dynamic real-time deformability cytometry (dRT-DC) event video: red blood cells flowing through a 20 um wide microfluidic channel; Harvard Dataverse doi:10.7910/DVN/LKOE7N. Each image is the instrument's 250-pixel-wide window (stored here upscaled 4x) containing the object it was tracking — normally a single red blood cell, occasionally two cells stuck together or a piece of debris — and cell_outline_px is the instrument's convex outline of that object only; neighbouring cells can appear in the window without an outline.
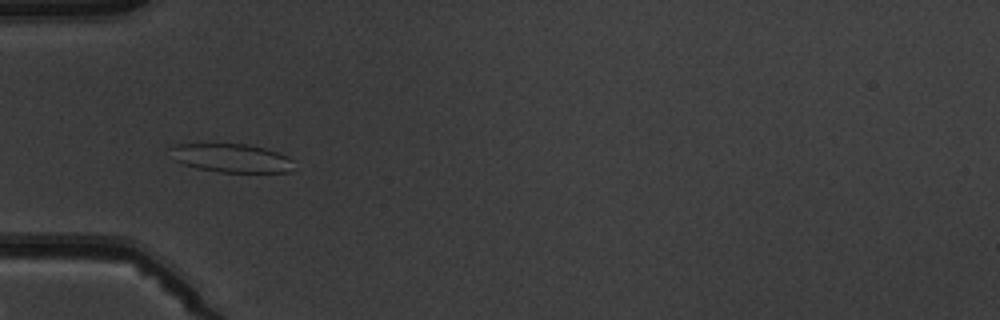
{"species": "common noctule bat (a hibernating species)", "species_latin": "Nyctalus noctula", "temperature_condition": "warm", "stored_images_in_passage": 6, "camera_frame_rate_fps": 3000, "um_per_image_px": 0.085, "animal": {"sex": "male", "body_mass_g": 19.5, "forearm_length_mm": 54.6}, "frame": {"image": 1, "passage_image": 5, "time_ms": 4.333, "image_size_px": [1000, 320], "cell_outline_px": [[292, 160], [288, 172], [220, 172], [196, 168], [184, 164], [176, 160], [168, 148], [176, 144], [248, 144], [264, 148], [288, 156]], "centroid_in_image_um": [19.63, 13.42], "position_along_channel_um": 65.4, "area_um2": 20.29}}
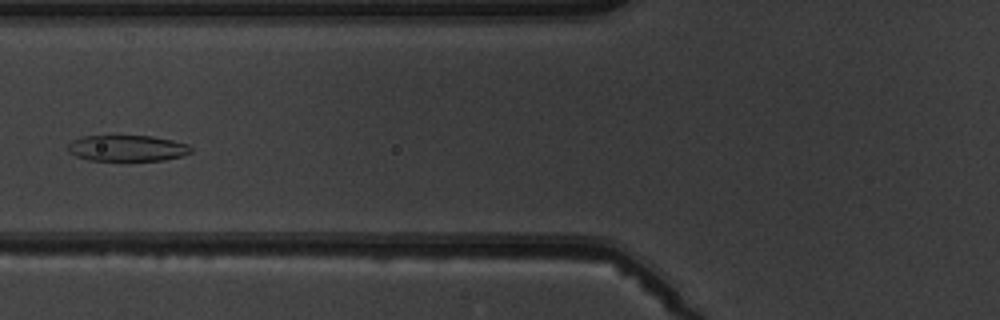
{"frame": {"image": 2, "passage_image": 6, "time_ms": 5.667, "image_size_px": [1000, 320], "cell_outline_px": [[192, 152], [184, 156], [164, 160], [88, 160], [76, 156], [68, 152], [68, 144], [72, 140], [80, 136], [152, 136], [172, 140], [188, 144], [192, 148]], "centroid_in_image_um": [10.82, 12.59], "position_along_channel_um": 115.0, "area_um2": 18.79}}